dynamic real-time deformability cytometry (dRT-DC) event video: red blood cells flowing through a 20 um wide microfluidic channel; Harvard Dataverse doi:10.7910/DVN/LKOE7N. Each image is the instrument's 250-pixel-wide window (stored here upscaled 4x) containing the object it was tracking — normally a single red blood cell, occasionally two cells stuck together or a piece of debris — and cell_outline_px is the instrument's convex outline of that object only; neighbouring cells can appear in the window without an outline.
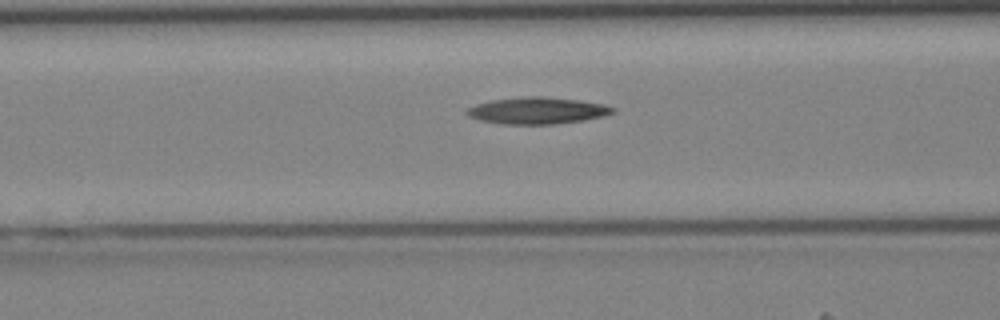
{"species": "Egyptian fruit bat (a non-hibernating species)", "species_latin": "Rousettus aegyptiacus", "temperature_condition": "cold", "stored_images_in_passage": 26, "camera_frame_rate_fps": 3000, "um_per_image_px": 0.085, "animal": {"sex": "female"}, "frame": {"image": 1, "passage_image": 6, "time_ms": 1.667, "image_size_px": [1000, 320], "cell_outline_px": [[616, 112], [604, 116], [556, 124], [500, 124], [480, 120], [468, 116], [464, 112], [468, 108], [476, 104], [492, 100], [528, 96], [540, 96], [580, 100], [604, 104], [616, 108]], "centroid_in_image_um": [45.67, 9.4], "position_along_channel_um": 120.9, "area_um2": 22.72}}
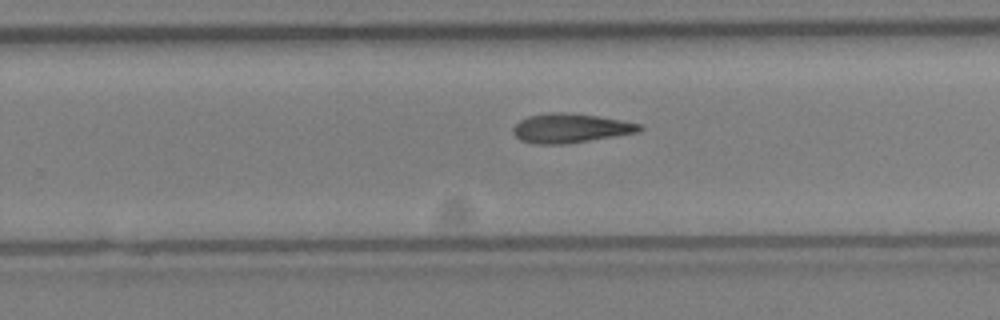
{"frame": {"image": 2, "passage_image": 16, "time_ms": 5.0, "image_size_px": [1000, 320], "cell_outline_px": [[644, 128], [640, 132], [564, 144], [536, 144], [520, 140], [512, 132], [512, 128], [520, 120], [528, 116], [552, 112], [564, 112], [596, 116], [620, 120], [640, 124]], "centroid_in_image_um": [48.47, 10.9], "position_along_channel_um": 281.3, "area_um2": 21.39}}
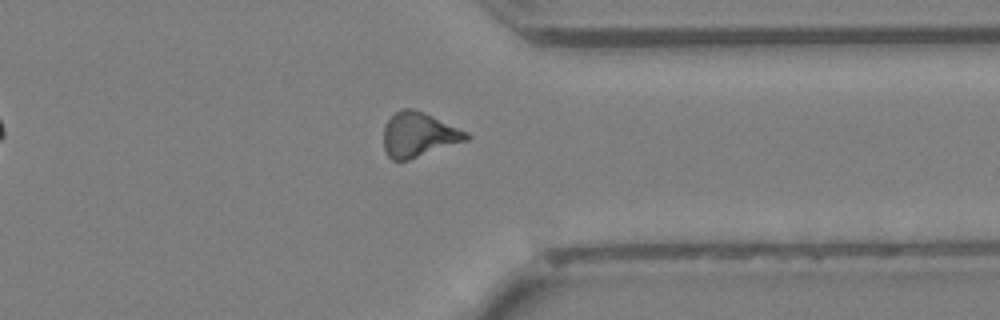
{"frame": {"image": 3, "passage_image": 22, "time_ms": 7.0, "image_size_px": [1000, 320], "cell_outline_px": [[472, 136], [468, 140], [408, 160], [392, 160], [384, 152], [384, 124], [396, 112], [404, 108], [412, 108], [424, 112], [468, 132]], "centroid_in_image_um": [35.59, 11.45], "position_along_channel_um": 375.8, "area_um2": 21.5}}